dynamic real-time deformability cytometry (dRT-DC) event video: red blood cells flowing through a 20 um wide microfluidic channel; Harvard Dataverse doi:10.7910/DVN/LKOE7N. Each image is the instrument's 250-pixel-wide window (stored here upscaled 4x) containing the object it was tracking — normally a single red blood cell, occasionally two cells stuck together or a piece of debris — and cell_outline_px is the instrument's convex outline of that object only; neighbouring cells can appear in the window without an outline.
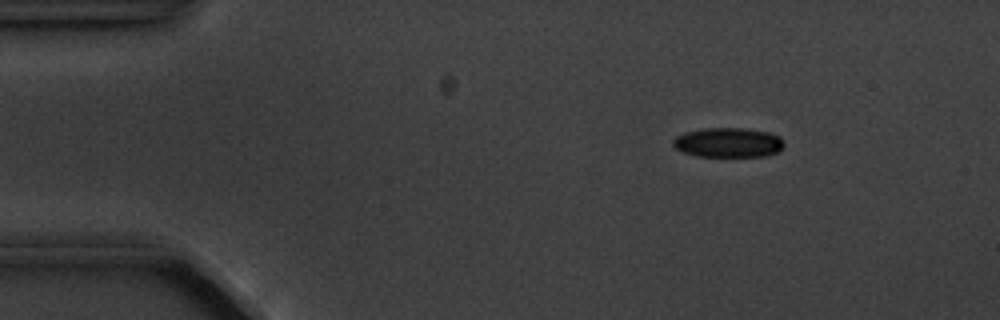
{"species": "common noctule bat (a hibernating species)", "species_latin": "Nyctalus noctula", "temperature_condition": "cold", "stored_images_in_passage": 4, "camera_frame_rate_fps": 3000, "um_per_image_px": 0.085, "animal": {"sex": "male", "body_mass_g": 20.1, "forearm_length_mm": 53.5}, "frame": {"image": 1, "passage_image": 2, "time_ms": 2.0, "image_size_px": [1000, 320], "cell_outline_px": [[784, 144], [776, 152], [764, 156], [696, 156], [684, 152], [676, 148], [672, 144], [672, 140], [676, 136], [684, 132], [704, 128], [744, 128], [768, 132], [780, 136]], "centroid_in_image_um": [61.86, 12.1], "position_along_channel_um": 23.1, "area_um2": 19.07}}